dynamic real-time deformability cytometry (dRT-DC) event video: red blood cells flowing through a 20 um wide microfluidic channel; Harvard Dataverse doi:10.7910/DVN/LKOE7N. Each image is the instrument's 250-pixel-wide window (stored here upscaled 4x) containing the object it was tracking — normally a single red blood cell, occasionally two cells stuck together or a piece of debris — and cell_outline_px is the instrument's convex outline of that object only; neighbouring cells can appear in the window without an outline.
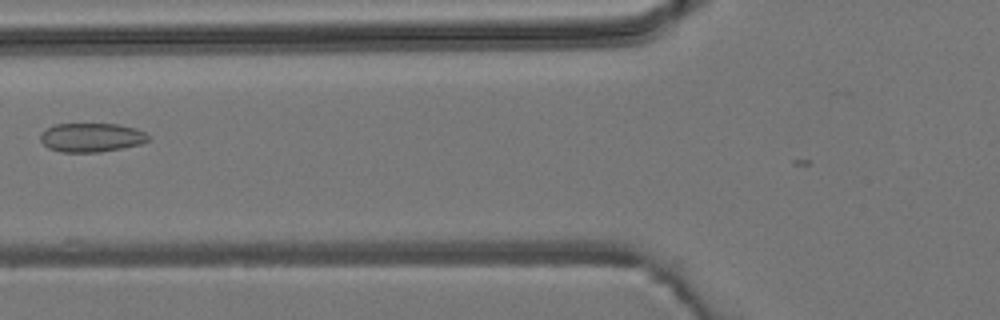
{"species": "common noctule bat (a hibernating species)", "species_latin": "Nyctalus noctula", "temperature_condition": "room temperature", "stored_images_in_passage": 6, "camera_frame_rate_fps": 3000, "um_per_image_px": 0.085, "animal": {"sex": "male", "body_mass_g": 19.2, "forearm_length_mm": 51.8}, "frame": {"image": 1, "passage_image": 6, "time_ms": 6.667, "image_size_px": [1000, 320], "cell_outline_px": [[152, 136], [148, 140], [140, 144], [100, 152], [60, 152], [48, 148], [40, 140], [40, 136], [48, 128], [56, 124], [116, 124], [136, 128]], "centroid_in_image_um": [7.79, 11.69], "position_along_channel_um": 118.0, "area_um2": 18.09}}